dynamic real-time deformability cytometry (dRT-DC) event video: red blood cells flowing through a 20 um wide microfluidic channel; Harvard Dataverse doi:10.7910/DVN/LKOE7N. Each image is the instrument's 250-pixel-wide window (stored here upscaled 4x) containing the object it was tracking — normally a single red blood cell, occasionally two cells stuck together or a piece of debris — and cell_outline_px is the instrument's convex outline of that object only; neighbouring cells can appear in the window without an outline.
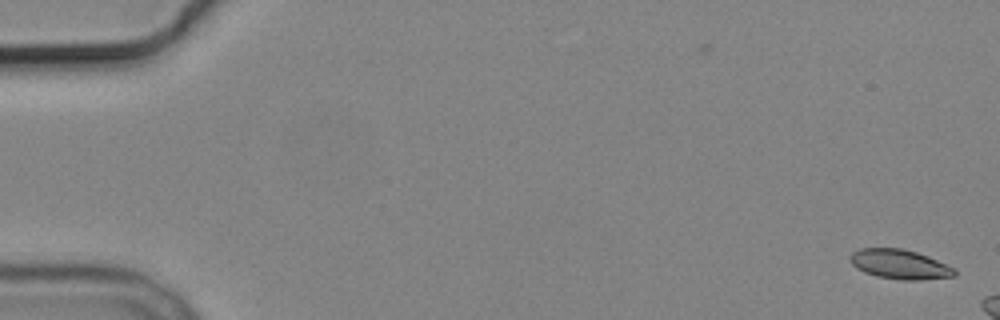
{"species": "common noctule bat (a hibernating species)", "species_latin": "Nyctalus noctula", "temperature_condition": "cold", "stored_images_in_passage": 3, "camera_frame_rate_fps": 3000, "um_per_image_px": 0.085, "animal": {"sex": "male", "body_mass_g": 19.2, "forearm_length_mm": 51.8}, "frame": {"image": 1, "passage_image": 1, "time_ms": 0.0, "image_size_px": [1000, 320], "cell_outline_px": [[956, 276], [920, 280], [900, 280], [876, 276], [864, 272], [856, 268], [848, 260], [848, 256], [852, 252], [860, 248], [900, 248], [916, 252], [928, 256], [956, 268]], "centroid_in_image_um": [76.46, 22.46], "position_along_channel_um": 8.5, "area_um2": 18.21}}